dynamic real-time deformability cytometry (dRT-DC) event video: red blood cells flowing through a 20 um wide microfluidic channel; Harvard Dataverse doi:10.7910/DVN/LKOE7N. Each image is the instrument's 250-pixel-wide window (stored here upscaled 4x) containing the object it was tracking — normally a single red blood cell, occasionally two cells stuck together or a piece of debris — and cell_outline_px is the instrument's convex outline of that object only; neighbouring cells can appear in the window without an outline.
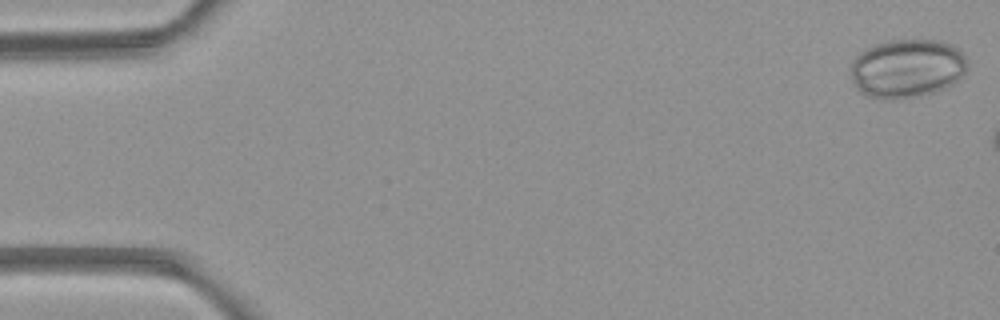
{"species": "common noctule bat (a hibernating species)", "species_latin": "Nyctalus noctula", "temperature_condition": "room temperature", "stored_images_in_passage": 3, "camera_frame_rate_fps": 3000, "um_per_image_px": 0.085, "animal": {"sex": "female", "body_mass_g": 21.9}, "frame": {"image": 1, "passage_image": 1, "time_ms": 0.0, "image_size_px": [1000, 320], "cell_outline_px": [[968, 64], [964, 72], [952, 84], [936, 92], [916, 96], [892, 100], [888, 100], [864, 96], [860, 92], [852, 80], [848, 68], [856, 56], [860, 52], [876, 44], [892, 40], [940, 40], [956, 48], [968, 60]], "centroid_in_image_um": [77.05, 5.83], "position_along_channel_um": 7.9, "area_um2": 40.0}}